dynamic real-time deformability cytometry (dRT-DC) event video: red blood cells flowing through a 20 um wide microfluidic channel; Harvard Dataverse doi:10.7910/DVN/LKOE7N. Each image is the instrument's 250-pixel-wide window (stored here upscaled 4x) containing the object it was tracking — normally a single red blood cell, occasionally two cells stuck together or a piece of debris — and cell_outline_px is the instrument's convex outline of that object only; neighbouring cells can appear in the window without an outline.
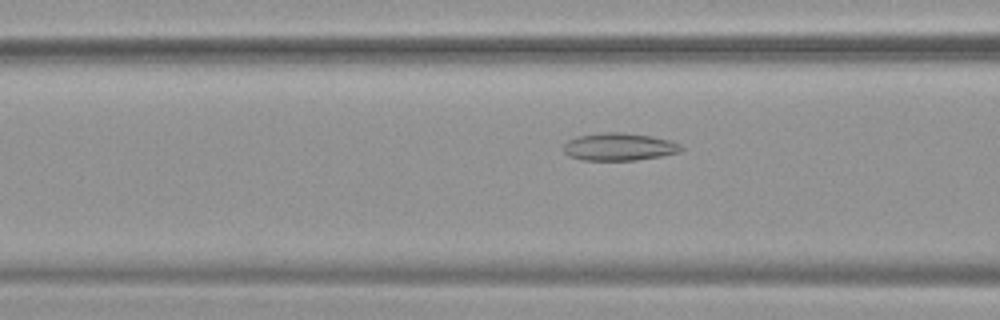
{"species": "common noctule bat (a hibernating species)", "species_latin": "Nyctalus noctula", "temperature_condition": "warm", "stored_images_in_passage": 54, "camera_frame_rate_fps": 3000, "um_per_image_px": 0.085, "animal": {"sex": "female", "body_mass_g": 19.9}, "frame": {"image": 1, "passage_image": 22, "time_ms": 7.0, "image_size_px": [1000, 320], "cell_outline_px": [[684, 148], [680, 152], [660, 156], [636, 160], [580, 160], [568, 156], [564, 152], [564, 144], [568, 140], [576, 136], [604, 132], [620, 132], [652, 136], [668, 140], [680, 144]], "centroid_in_image_um": [52.6, 12.48], "position_along_channel_um": 114.0, "area_um2": 18.96}}
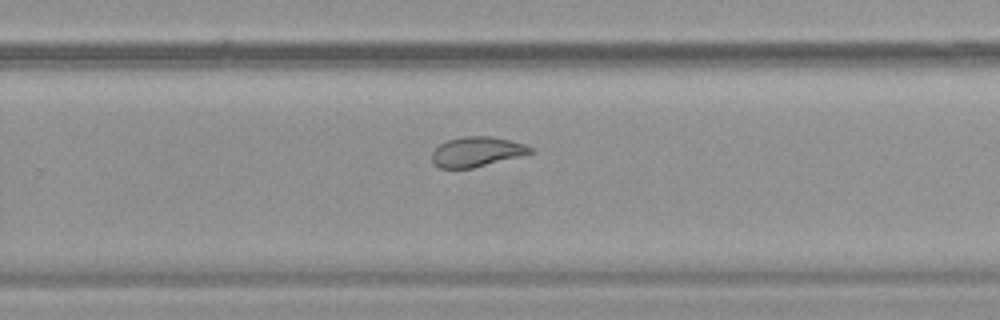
{"frame": {"image": 2, "passage_image": 36, "time_ms": 11.667, "image_size_px": [1000, 320], "cell_outline_px": [[532, 152], [524, 156], [472, 168], [440, 168], [432, 160], [432, 152], [440, 144], [448, 140], [460, 136], [492, 136], [524, 144], [532, 148]], "centroid_in_image_um": [40.54, 12.9], "position_along_channel_um": 289.3, "area_um2": 17.11}}
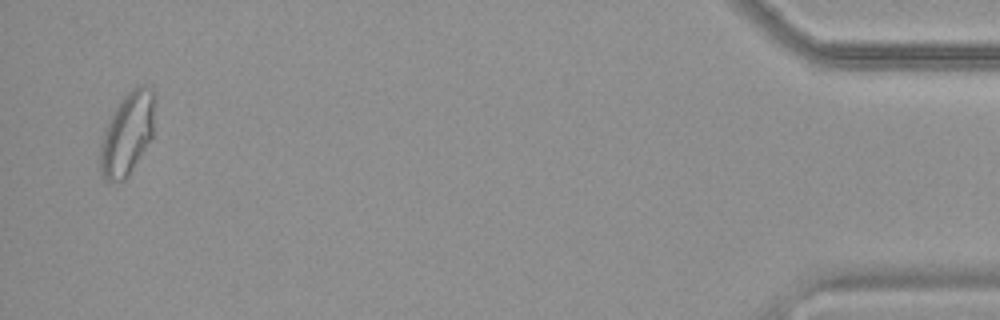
{"frame": {"image": 3, "passage_image": 53, "time_ms": 17.333, "image_size_px": [1000, 320], "cell_outline_px": [[156, 100], [152, 136], [128, 176], [124, 180], [104, 180], [100, 176], [100, 144], [108, 120], [120, 100], [132, 88], [140, 84], [144, 84], [152, 88], [156, 92]], "centroid_in_image_um": [10.84, 11.3], "position_along_channel_um": 424.4, "area_um2": 26.47}, "authors_computed_cell_mechanics": {"area_um2": 22.0507, "velocity_mm_per_s": 3.7637, "shape_relaxation_time_tau1_ms": null, "shape_relaxation_time_tau2_ms": 1.6461, "deformation_change_tau1": null, "deformation_change_tau2": 0.0609}}